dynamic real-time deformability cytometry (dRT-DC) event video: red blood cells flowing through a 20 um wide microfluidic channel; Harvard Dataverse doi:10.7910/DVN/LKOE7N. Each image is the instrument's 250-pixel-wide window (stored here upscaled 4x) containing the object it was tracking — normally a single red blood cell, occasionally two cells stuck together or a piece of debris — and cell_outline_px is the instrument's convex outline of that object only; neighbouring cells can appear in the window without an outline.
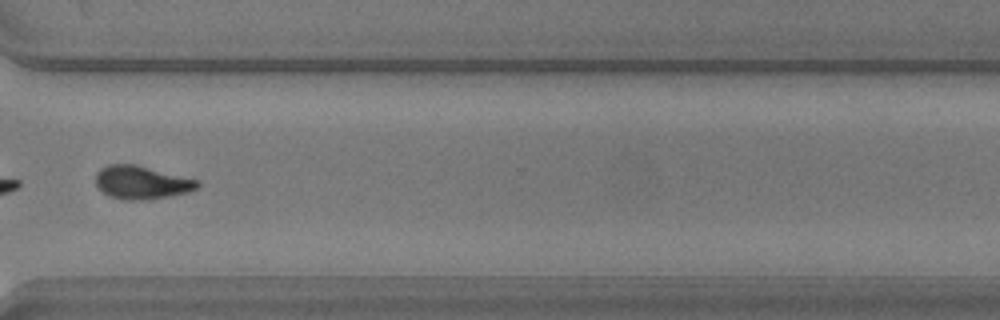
{"species": "common noctule bat (a hibernating species)", "species_latin": "Nyctalus noctula", "temperature_condition": "warm", "stored_images_in_passage": 28, "camera_frame_rate_fps": 3000, "um_per_image_px": 0.085, "animal": {"sex": "male", "body_mass_g": 20.5, "forearm_length_mm": 52.5}, "frame": {"image": 1, "passage_image": 24, "time_ms": 7.667, "image_size_px": [1000, 320], "cell_outline_px": [[200, 184], [196, 188], [184, 192], [164, 196], [132, 200], [128, 200], [108, 196], [96, 184], [96, 172], [100, 168], [108, 164], [136, 164], [200, 180]], "centroid_in_image_um": [12.0, 15.47], "position_along_channel_um": 358.6, "area_um2": 19.31}, "authors_computed_cell_mechanics": {"area_um2": 20.3456, "velocity_mm_per_s": 4.0854, "shape_relaxation_time_tau1_ms": 5.489, "shape_relaxation_time_tau2_ms": 7.9554, "deformation_change_tau1": 0.1636, "deformation_change_tau2": 0.1435}}